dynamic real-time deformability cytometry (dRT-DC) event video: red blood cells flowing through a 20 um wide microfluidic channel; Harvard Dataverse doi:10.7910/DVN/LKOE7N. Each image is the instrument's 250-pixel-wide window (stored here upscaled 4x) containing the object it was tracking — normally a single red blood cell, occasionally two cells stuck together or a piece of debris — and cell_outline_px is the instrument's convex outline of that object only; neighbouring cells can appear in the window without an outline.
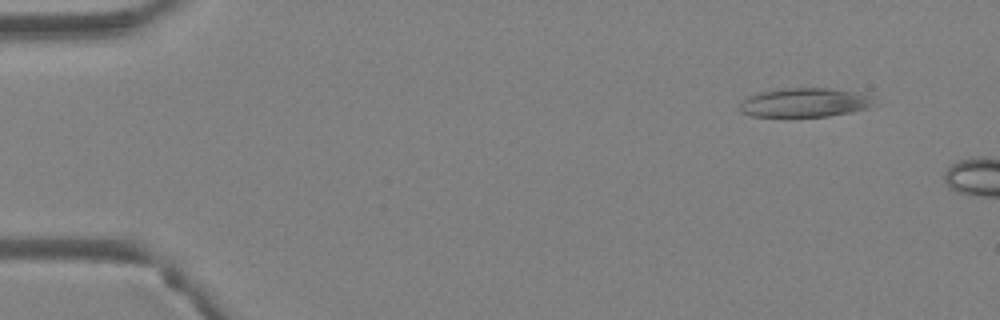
{"species": "Egyptian fruit bat (a non-hibernating species)", "species_latin": "Rousettus aegyptiacus", "temperature_condition": "warm", "stored_images_in_passage": 4, "camera_frame_rate_fps": 3000, "um_per_image_px": 0.085, "animal": {"sex": "female"}, "frame": {"image": 1, "passage_image": 1, "time_ms": 0.0, "image_size_px": [1000, 320], "cell_outline_px": [[872, 104], [868, 108], [828, 116], [752, 116], [740, 112], [740, 100], [748, 96], [760, 92], [780, 88], [828, 88], [856, 92], [868, 96]], "centroid_in_image_um": [68.29, 8.71], "position_along_channel_um": 16.7, "area_um2": 22.43}}
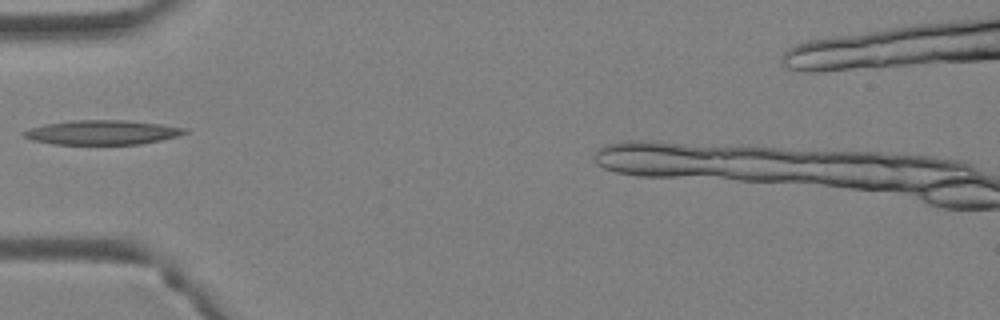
{"frame": {"image": 2, "passage_image": 4, "time_ms": 1.0, "image_size_px": [1000, 320], "cell_outline_px": [[188, 132], [176, 136], [160, 140], [140, 144], [52, 144], [32, 140], [24, 136], [20, 132], [44, 124], [72, 120], [128, 120], [160, 124], [188, 128]], "centroid_in_image_um": [8.68, 11.25], "position_along_channel_um": 76.3, "area_um2": 22.89}}